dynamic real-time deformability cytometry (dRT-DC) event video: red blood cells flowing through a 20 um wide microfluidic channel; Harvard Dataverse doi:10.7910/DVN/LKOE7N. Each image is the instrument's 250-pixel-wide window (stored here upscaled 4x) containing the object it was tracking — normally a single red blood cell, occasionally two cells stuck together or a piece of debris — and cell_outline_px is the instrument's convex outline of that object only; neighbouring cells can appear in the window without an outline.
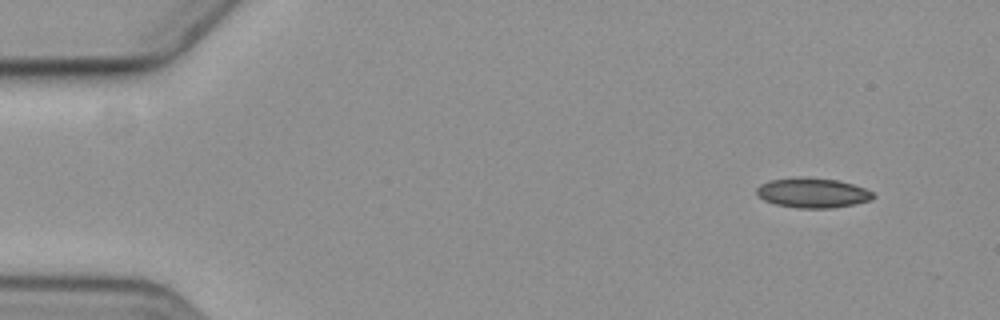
{"species": "common noctule bat (a hibernating species)", "species_latin": "Nyctalus noctula", "temperature_condition": "cold", "stored_images_in_passage": 6, "camera_frame_rate_fps": 3000, "um_per_image_px": 0.085, "animal": {"sex": "female", "body_mass_g": 19.3, "forearm_length_mm": 54.1}, "frame": {"image": 1, "passage_image": 1, "time_ms": 0.0, "image_size_px": [1000, 320], "cell_outline_px": [[876, 196], [872, 200], [852, 204], [828, 208], [800, 208], [776, 204], [764, 200], [756, 192], [756, 188], [760, 184], [772, 180], [836, 180], [852, 184], [864, 188], [872, 192]], "centroid_in_image_um": [69.11, 16.44], "position_along_channel_um": 15.9, "area_um2": 19.13}}
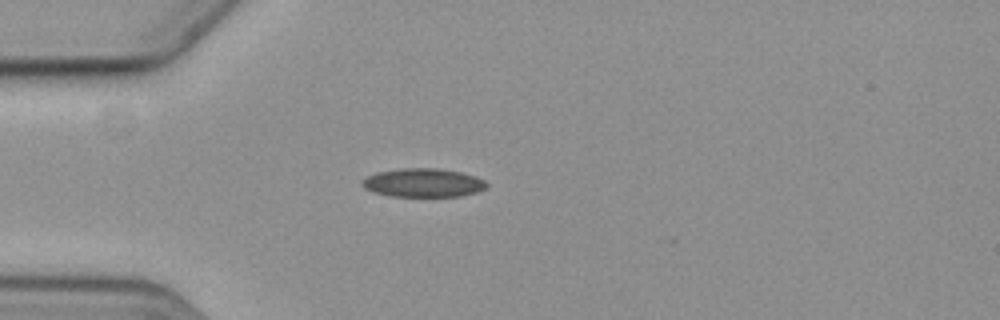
{"frame": {"image": 2, "passage_image": 4, "time_ms": 3.667, "image_size_px": [1000, 320], "cell_outline_px": [[488, 184], [484, 188], [476, 192], [460, 196], [388, 196], [372, 192], [364, 188], [360, 184], [368, 176], [376, 172], [400, 168], [440, 168], [460, 172], [476, 176], [484, 180]], "centroid_in_image_um": [35.94, 15.53], "position_along_channel_um": 49.1, "area_um2": 20.81}}
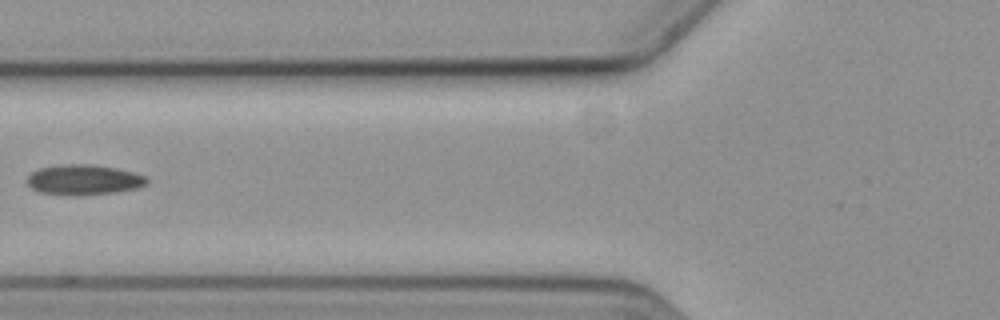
{"frame": {"image": 3, "passage_image": 6, "time_ms": 6.0, "image_size_px": [1000, 320], "cell_outline_px": [[148, 184], [136, 188], [116, 192], [40, 192], [32, 188], [28, 184], [28, 176], [32, 172], [40, 168], [64, 164], [92, 164], [116, 168], [132, 172], [144, 176], [148, 180]], "centroid_in_image_um": [7.16, 15.22], "position_along_channel_um": 118.6, "area_um2": 19.88}}